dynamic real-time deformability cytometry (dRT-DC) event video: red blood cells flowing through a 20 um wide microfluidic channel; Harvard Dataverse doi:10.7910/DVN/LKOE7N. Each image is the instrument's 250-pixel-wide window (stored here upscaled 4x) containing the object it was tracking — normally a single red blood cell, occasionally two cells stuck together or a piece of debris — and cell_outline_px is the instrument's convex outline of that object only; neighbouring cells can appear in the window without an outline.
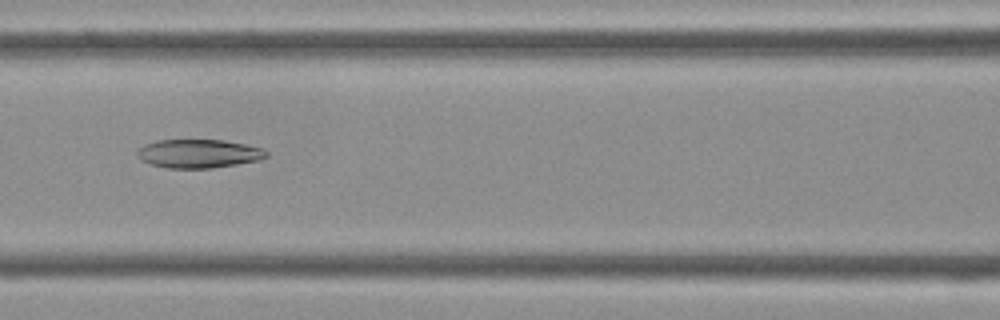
{"species": "Egyptian fruit bat (a non-hibernating species)", "species_latin": "Rousettus aegyptiacus", "temperature_condition": "cold", "stored_images_in_passage": 44, "camera_frame_rate_fps": 3000, "um_per_image_px": 0.085, "frame": {"image": 1, "passage_image": 19, "time_ms": 6.0, "image_size_px": [1000, 320], "cell_outline_px": [[268, 156], [260, 160], [212, 168], [164, 168], [148, 164], [140, 160], [136, 156], [136, 152], [144, 144], [156, 140], [224, 140], [264, 148], [268, 152]], "centroid_in_image_um": [16.86, 13.06], "position_along_channel_um": 149.7, "area_um2": 21.79}}
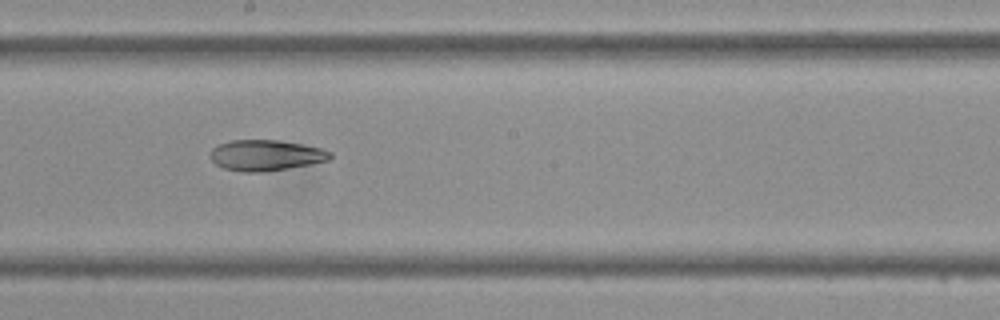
{"frame": {"image": 2, "passage_image": 24, "time_ms": 7.667, "image_size_px": [1000, 320], "cell_outline_px": [[332, 156], [328, 160], [308, 164], [264, 172], [244, 172], [224, 168], [216, 164], [212, 160], [212, 148], [220, 144], [232, 140], [276, 140], [300, 144], [320, 148], [332, 152]], "centroid_in_image_um": [22.59, 13.2], "position_along_channel_um": 225.6, "area_um2": 21.1}}
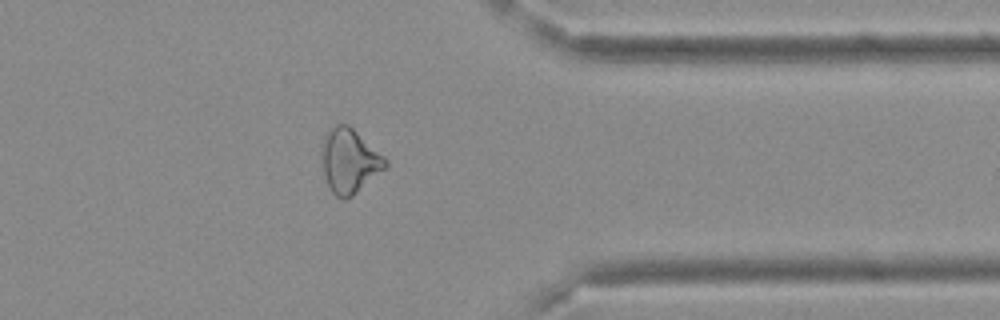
{"frame": {"image": 3, "passage_image": 35, "time_ms": 11.333, "image_size_px": [1000, 320], "cell_outline_px": [[388, 168], [352, 196], [344, 200], [340, 200], [332, 192], [328, 184], [324, 172], [320, 148], [320, 144], [328, 128], [336, 124], [348, 124], [384, 156], [388, 160]], "centroid_in_image_um": [29.7, 13.67], "position_along_channel_um": 381.7, "area_um2": 24.22}}